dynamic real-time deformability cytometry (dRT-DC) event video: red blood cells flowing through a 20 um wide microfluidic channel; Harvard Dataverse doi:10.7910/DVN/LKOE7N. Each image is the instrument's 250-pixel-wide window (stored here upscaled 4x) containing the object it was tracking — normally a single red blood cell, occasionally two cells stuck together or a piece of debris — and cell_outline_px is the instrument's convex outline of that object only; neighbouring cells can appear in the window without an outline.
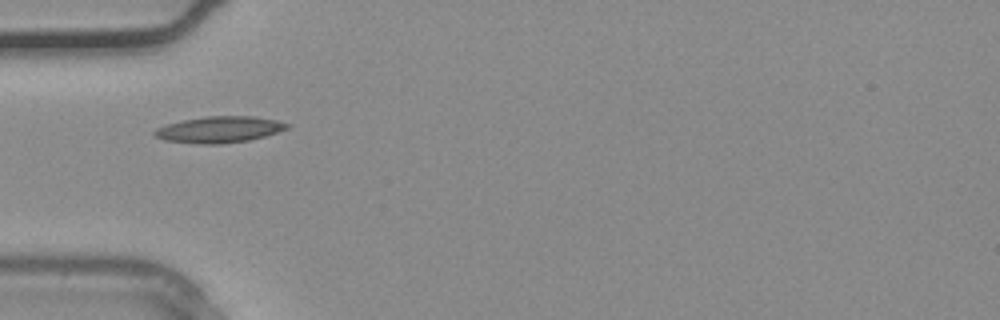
{"species": "common noctule bat (a hibernating species)", "species_latin": "Nyctalus noctula", "temperature_condition": "warm", "stored_images_in_passage": 2, "camera_frame_rate_fps": 3000, "um_per_image_px": 0.085, "animal": {"sex": "male", "body_mass_g": 20.4}, "frame": {"image": 1, "passage_image": 2, "time_ms": 0.333, "image_size_px": [1000, 320], "cell_outline_px": [[292, 124], [288, 128], [264, 136], [248, 140], [220, 144], [200, 144], [164, 140], [156, 136], [152, 132], [156, 128], [168, 124], [184, 120], [208, 116], [252, 116], [276, 120]], "centroid_in_image_um": [18.65, 11.01], "position_along_channel_um": 66.4, "area_um2": 20.11}}